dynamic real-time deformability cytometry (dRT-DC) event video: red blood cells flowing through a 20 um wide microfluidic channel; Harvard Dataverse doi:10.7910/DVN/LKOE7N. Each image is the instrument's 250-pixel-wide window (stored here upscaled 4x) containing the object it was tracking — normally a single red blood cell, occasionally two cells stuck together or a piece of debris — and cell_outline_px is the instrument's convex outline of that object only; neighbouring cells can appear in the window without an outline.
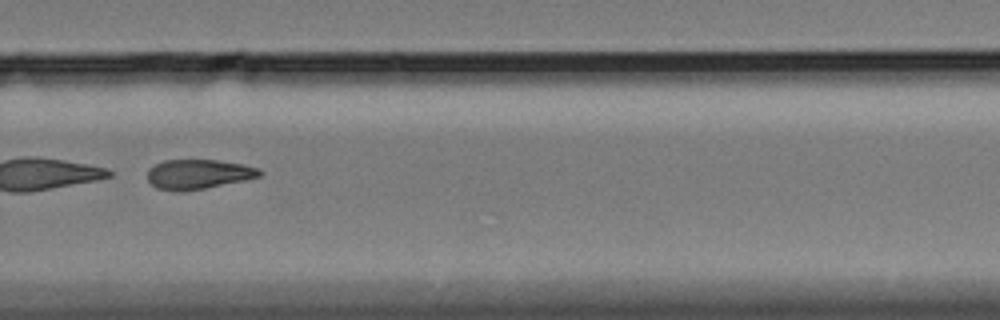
{"species": "Egyptian fruit bat (a non-hibernating species)", "species_latin": "Rousettus aegyptiacus", "temperature_condition": "cold", "stored_images_in_passage": 59, "segment_of_instrument_passage": [2, 2], "camera_frame_rate_fps": 3000, "um_per_image_px": 0.085, "animal": {"sex": "female"}, "frame": {"image": 1, "passage_image": 42, "time_ms": 13.667, "image_size_px": [1000, 320], "cell_outline_px": [[264, 172], [260, 176], [244, 180], [204, 188], [180, 192], [172, 192], [156, 188], [148, 180], [148, 168], [164, 160], [216, 160], [240, 164], [256, 168]], "centroid_in_image_um": [16.8, 14.82], "position_along_channel_um": 313.0, "area_um2": 19.25}}